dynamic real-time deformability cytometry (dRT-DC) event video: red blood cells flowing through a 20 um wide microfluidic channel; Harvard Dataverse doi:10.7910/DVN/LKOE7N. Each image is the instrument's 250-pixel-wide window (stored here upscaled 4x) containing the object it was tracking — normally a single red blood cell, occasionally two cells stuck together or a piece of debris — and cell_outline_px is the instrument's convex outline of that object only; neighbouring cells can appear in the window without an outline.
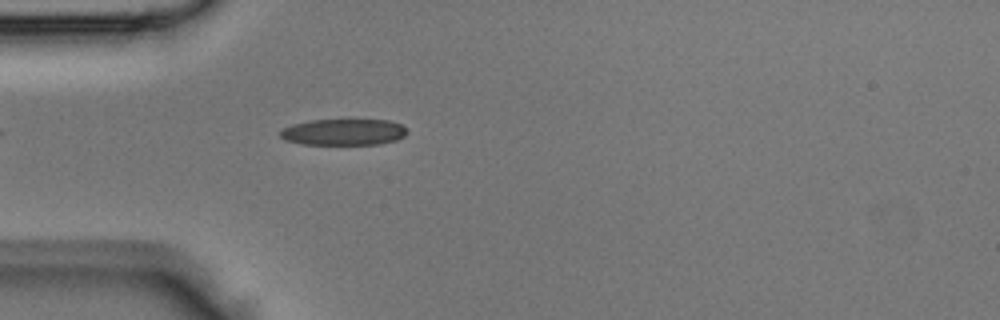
{"species": "Egyptian fruit bat (a non-hibernating species)", "species_latin": "Rousettus aegyptiacus", "temperature_condition": "room temperature", "stored_images_in_passage": 36, "camera_frame_rate_fps": 3000, "um_per_image_px": 0.085, "animal": {"sex": "male"}, "frame": {"image": 1, "passage_image": 5, "time_ms": 1.333, "image_size_px": [1000, 320], "cell_outline_px": [[408, 132], [404, 136], [396, 140], [380, 144], [300, 144], [284, 140], [280, 136], [280, 132], [284, 128], [292, 124], [312, 120], [388, 120], [400, 124]], "centroid_in_image_um": [29.19, 11.23], "position_along_channel_um": 55.8, "area_um2": 19.36}}
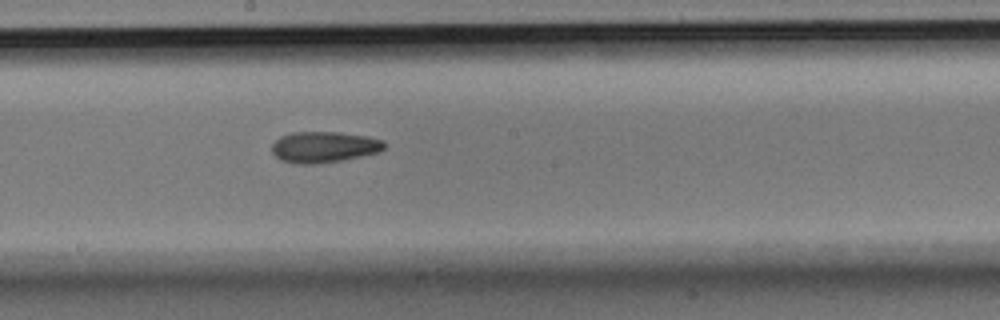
{"frame": {"image": 2, "passage_image": 16, "time_ms": 5.0, "image_size_px": [1000, 320], "cell_outline_px": [[384, 148], [380, 152], [340, 160], [312, 164], [300, 164], [280, 160], [272, 152], [272, 144], [280, 136], [292, 132], [336, 132], [368, 136], [384, 140]], "centroid_in_image_um": [27.53, 12.49], "position_along_channel_um": 220.7, "area_um2": 20.23}}
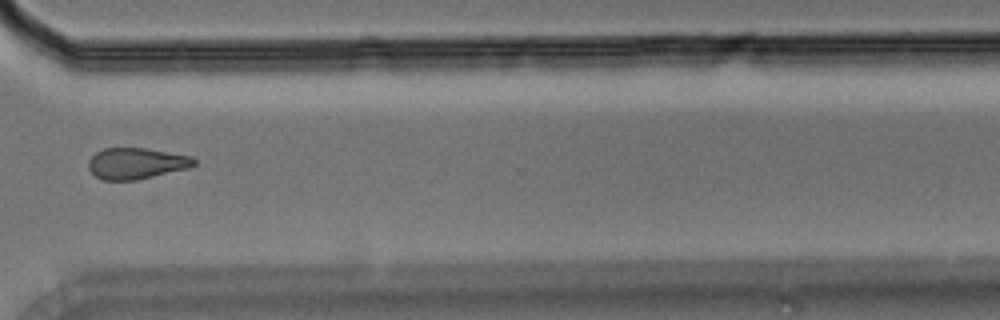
{"frame": {"image": 3, "passage_image": 25, "time_ms": 8.0, "image_size_px": [1000, 320], "cell_outline_px": [[196, 164], [188, 168], [136, 180], [104, 180], [96, 176], [88, 168], [88, 160], [96, 152], [104, 148], [144, 148], [192, 156], [196, 160]], "centroid_in_image_um": [11.58, 13.88], "position_along_channel_um": 359.0, "area_um2": 19.07}}